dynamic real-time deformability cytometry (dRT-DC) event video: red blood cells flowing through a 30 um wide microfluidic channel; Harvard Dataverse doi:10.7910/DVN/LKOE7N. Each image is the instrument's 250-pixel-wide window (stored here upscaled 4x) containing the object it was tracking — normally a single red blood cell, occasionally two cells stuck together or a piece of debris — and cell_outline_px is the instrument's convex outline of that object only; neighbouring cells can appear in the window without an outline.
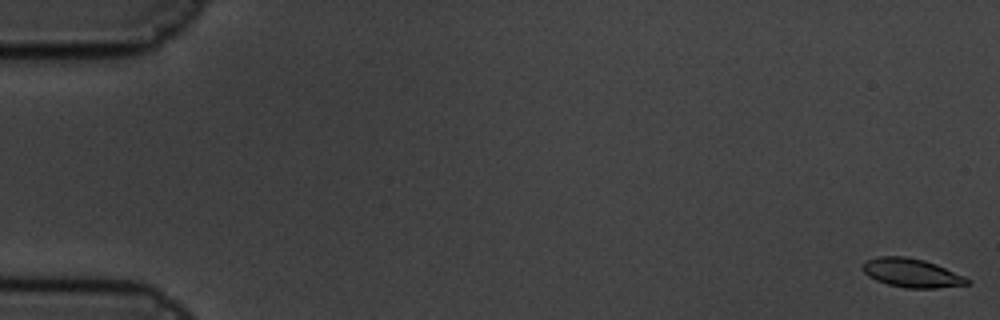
{"species": "common noctule bat (a hibernating species)", "species_latin": "Nyctalus noctula", "temperature_condition": "cold", "stored_images_in_passage": 61, "camera_frame_rate_fps": 3000, "um_per_image_px": 0.085, "animal": {"sex": "male", "body_mass_g": 19.5, "forearm_length_mm": 54.6}, "frame": {"image": 1, "passage_image": 1, "time_ms": 0.0, "image_size_px": [1000, 320], "cell_outline_px": [[972, 280], [968, 284], [936, 288], [904, 288], [888, 284], [876, 280], [868, 276], [860, 268], [864, 260], [880, 256], [904, 256], [924, 260], [936, 264], [964, 276]], "centroid_in_image_um": [77.45, 23.19], "position_along_channel_um": 7.5, "area_um2": 17.63}}
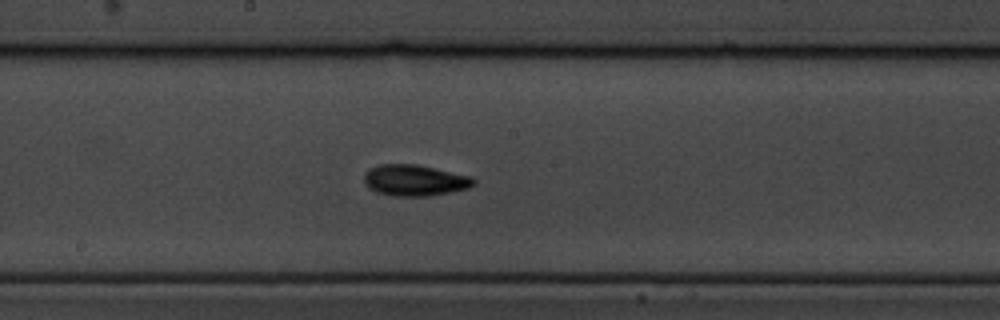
{"frame": {"image": 2, "passage_image": 33, "time_ms": 10.667, "image_size_px": [1000, 320], "cell_outline_px": [[476, 184], [468, 188], [452, 192], [428, 196], [396, 196], [376, 192], [368, 188], [364, 184], [364, 172], [368, 168], [380, 164], [416, 164], [472, 176], [476, 180]], "centroid_in_image_um": [35.24, 15.32], "position_along_channel_um": 213.0, "area_um2": 20.17}}
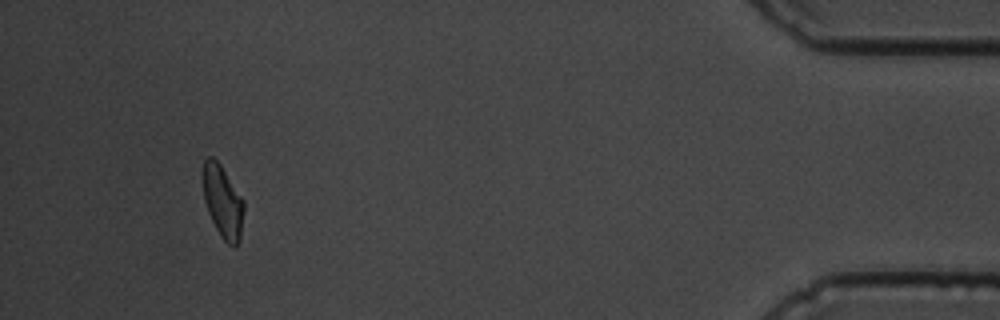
{"frame": {"image": 3, "passage_image": 57, "time_ms": 18.667, "image_size_px": [1000, 320], "cell_outline_px": [[244, 212], [240, 240], [236, 248], [232, 248], [220, 236], [208, 212], [204, 200], [200, 176], [204, 160], [208, 156], [212, 156], [220, 164], [244, 200]], "centroid_in_image_um": [18.91, 17.13], "position_along_channel_um": 416.3, "area_um2": 17.8}, "authors_computed_cell_mechanics": {"area_um2": 17.918, "velocity_mm_per_s": 3.34, "shape_relaxation_time_tau1_ms": 2.5773, "shape_relaxation_time_tau2_ms": 3.9449, "deformation_change_tau1": 0.1181, "deformation_change_tau2": 0.0904}}